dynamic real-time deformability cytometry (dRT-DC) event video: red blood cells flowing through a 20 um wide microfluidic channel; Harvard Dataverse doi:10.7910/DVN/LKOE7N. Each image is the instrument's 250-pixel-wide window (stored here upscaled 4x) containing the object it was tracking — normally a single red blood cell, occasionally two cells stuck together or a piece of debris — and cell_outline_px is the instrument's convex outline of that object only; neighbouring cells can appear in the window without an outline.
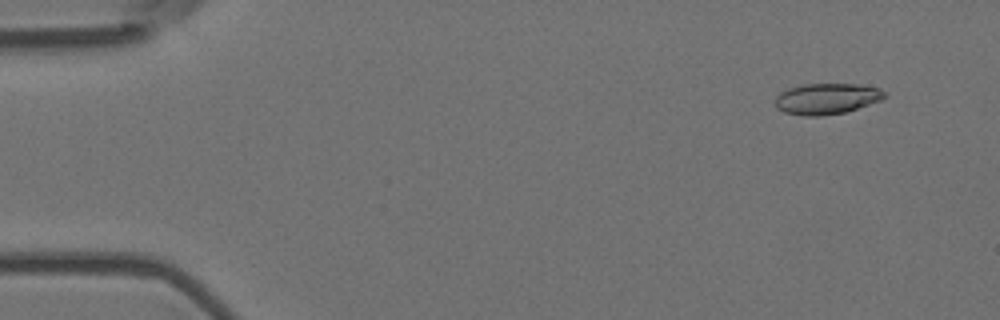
{"species": "Egyptian fruit bat (a non-hibernating species)", "species_latin": "Rousettus aegyptiacus", "temperature_condition": "room temperature", "stored_images_in_passage": 5, "camera_frame_rate_fps": 3000, "um_per_image_px": 0.085, "animal": {"sex": "female"}, "frame": {"image": 1, "passage_image": 2, "time_ms": 0.333, "image_size_px": [1000, 320], "cell_outline_px": [[884, 96], [880, 100], [844, 112], [820, 116], [804, 116], [784, 112], [776, 108], [776, 96], [780, 92], [788, 88], [804, 84], [860, 84], [880, 88], [884, 92]], "centroid_in_image_um": [70.22, 8.38], "position_along_channel_um": 14.8, "area_um2": 19.54}}
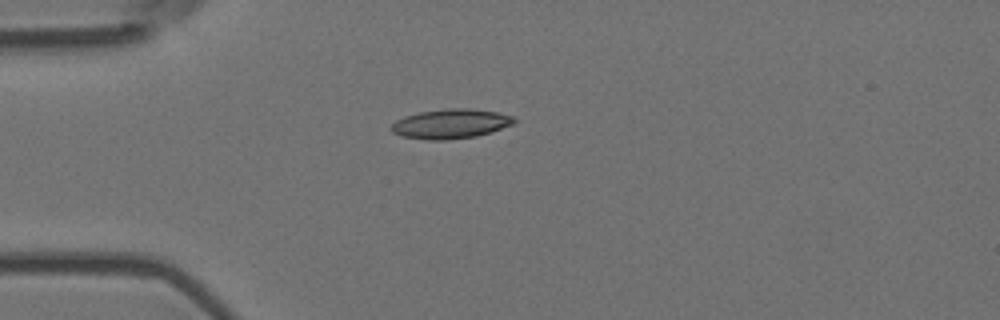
{"frame": {"image": 2, "passage_image": 5, "time_ms": 1.333, "image_size_px": [1000, 320], "cell_outline_px": [[516, 120], [512, 124], [476, 136], [448, 140], [428, 140], [400, 136], [392, 132], [392, 124], [396, 120], [404, 116], [420, 112], [448, 108], [468, 108], [496, 112], [512, 116]], "centroid_in_image_um": [38.26, 10.52], "position_along_channel_um": 46.7, "area_um2": 20.92}}